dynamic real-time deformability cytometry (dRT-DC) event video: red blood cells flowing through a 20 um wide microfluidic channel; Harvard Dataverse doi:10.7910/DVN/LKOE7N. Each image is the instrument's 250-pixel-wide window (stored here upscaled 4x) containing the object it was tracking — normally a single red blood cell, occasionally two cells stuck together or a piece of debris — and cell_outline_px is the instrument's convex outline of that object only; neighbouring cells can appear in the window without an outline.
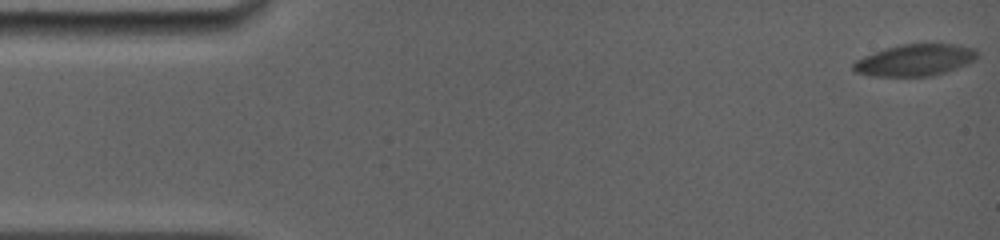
{"species": "common noctule bat (a hibernating species)", "species_latin": "Nyctalus noctula", "temperature_condition": "room temperature", "stored_images_in_passage": 19, "camera_frame_rate_fps": 5000, "um_per_image_px": 0.085, "animal": {"sex": "female", "body_mass_g": 19.0, "forearm_length_mm": 56.7}, "frame": {"image": 1, "passage_image": 1, "time_ms": 0.0, "image_size_px": [1000, 240], "cell_outline_px": [[976, 56], [972, 60], [964, 64], [944, 72], [932, 76], [876, 76], [856, 72], [852, 68], [852, 64], [856, 60], [864, 56], [884, 48], [900, 44], [956, 44], [976, 48]], "centroid_in_image_um": [77.73, 5.09], "position_along_channel_um": 7.3, "area_um2": 22.54}}
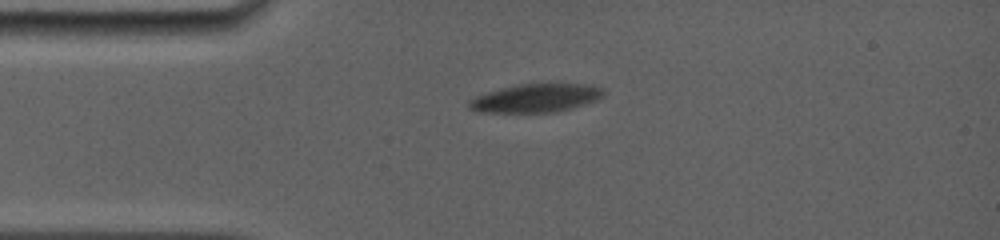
{"frame": {"image": 2, "passage_image": 14, "time_ms": 4.2, "image_size_px": [1000, 240], "cell_outline_px": [[604, 96], [596, 100], [572, 108], [552, 112], [476, 112], [468, 108], [468, 100], [476, 96], [488, 92], [516, 84], [588, 84], [604, 88]], "centroid_in_image_um": [45.54, 8.34], "position_along_channel_um": 39.5, "area_um2": 22.2}}
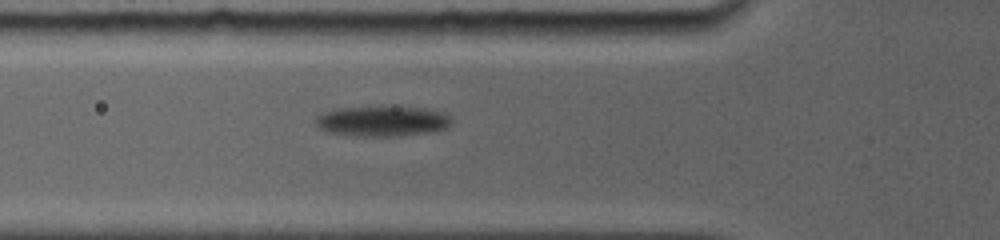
{"frame": {"image": 3, "passage_image": 19, "time_ms": 6.4, "image_size_px": [1000, 240], "cell_outline_px": [[452, 124], [448, 128], [432, 132], [396, 136], [356, 136], [324, 132], [316, 124], [316, 116], [324, 112], [336, 108], [424, 108], [440, 112], [452, 116]], "centroid_in_image_um": [32.51, 10.33], "position_along_channel_um": 93.3, "area_um2": 23.81}}